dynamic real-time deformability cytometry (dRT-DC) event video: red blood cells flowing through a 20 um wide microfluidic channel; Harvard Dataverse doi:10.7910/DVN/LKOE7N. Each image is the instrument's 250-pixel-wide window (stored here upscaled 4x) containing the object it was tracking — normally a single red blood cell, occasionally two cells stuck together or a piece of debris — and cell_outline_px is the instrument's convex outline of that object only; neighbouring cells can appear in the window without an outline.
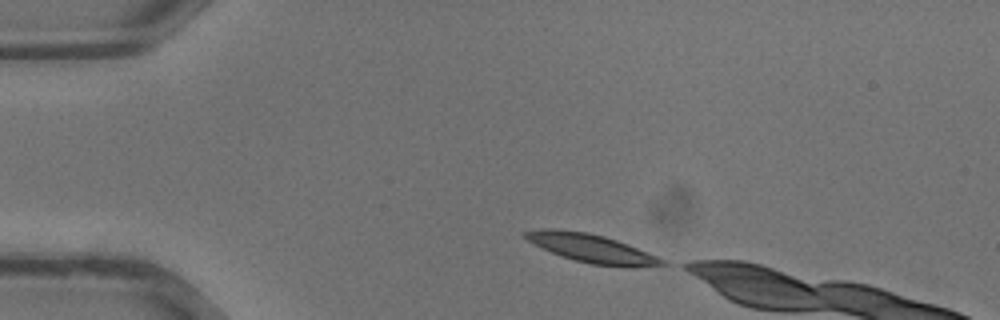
{"species": "common noctule bat (a hibernating species)", "species_latin": "Nyctalus noctula", "temperature_condition": "warm", "stored_images_in_passage": 28, "camera_frame_rate_fps": 3000, "um_per_image_px": 0.085, "animal": {"sex": "male", "body_mass_g": 13.3}, "frame": {"image": 1, "passage_image": 1, "time_ms": 0.0, "image_size_px": [1000, 320], "cell_outline_px": [[668, 264], [592, 264], [576, 260], [552, 252], [528, 240], [524, 236], [524, 232], [540, 228], [552, 228], [588, 232], [604, 236], [616, 240], [656, 256], [664, 260]], "centroid_in_image_um": [50.13, 21.03], "position_along_channel_um": 34.9, "area_um2": 21.15}}
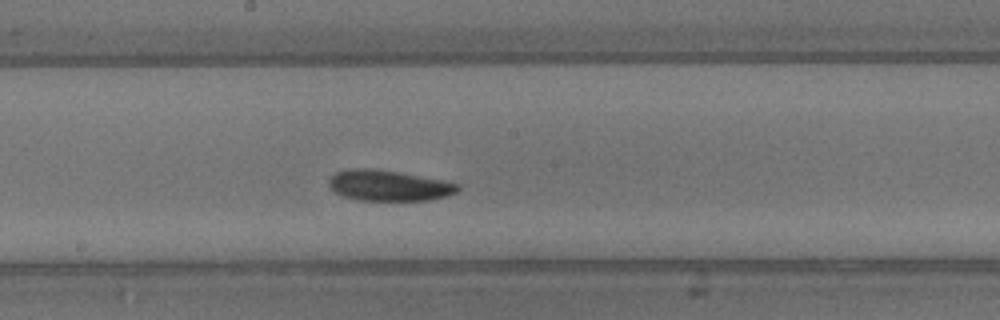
{"frame": {"image": 2, "passage_image": 13, "time_ms": 4.0, "image_size_px": [1000, 320], "cell_outline_px": [[460, 188], [456, 192], [444, 196], [428, 200], [360, 200], [344, 196], [336, 192], [328, 184], [328, 180], [336, 172], [348, 168], [368, 168], [396, 172], [440, 180], [460, 184]], "centroid_in_image_um": [33.0, 15.77], "position_along_channel_um": 215.2, "area_um2": 22.6}}
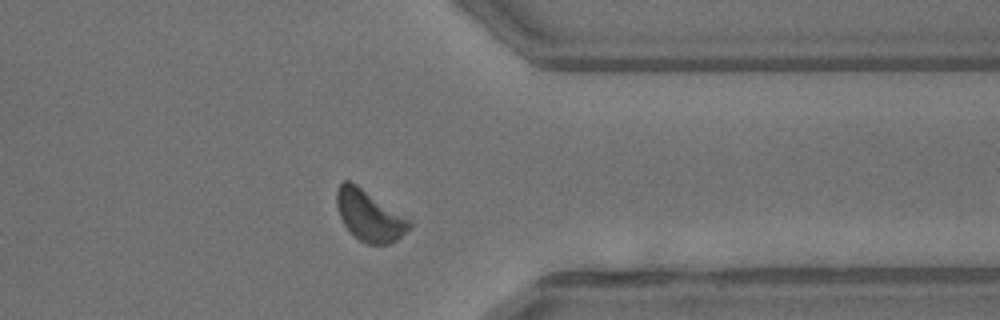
{"frame": {"image": 3, "passage_image": 22, "time_ms": 7.0, "image_size_px": [1000, 320], "cell_outline_px": [[412, 224], [396, 240], [388, 244], [368, 244], [360, 240], [344, 224], [340, 216], [336, 204], [336, 188], [344, 180], [348, 180], [356, 184], [412, 220]], "centroid_in_image_um": [31.39, 18.3], "position_along_channel_um": 380.0, "area_um2": 21.21}}